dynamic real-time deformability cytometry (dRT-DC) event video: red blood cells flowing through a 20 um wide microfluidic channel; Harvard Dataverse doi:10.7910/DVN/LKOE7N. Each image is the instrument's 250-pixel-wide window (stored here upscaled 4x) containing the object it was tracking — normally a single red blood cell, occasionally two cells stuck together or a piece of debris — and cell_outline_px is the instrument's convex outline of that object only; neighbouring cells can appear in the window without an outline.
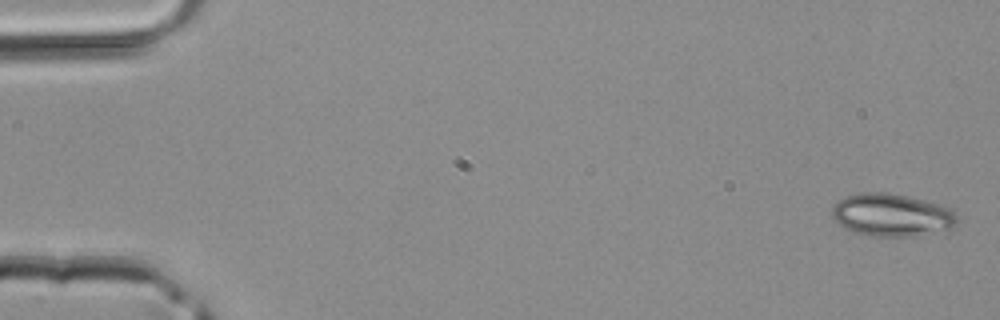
{"species": "common noctule bat (a hibernating species)", "species_latin": "Nyctalus noctula", "temperature_condition": "room temperature", "stored_images_in_passage": 5, "camera_frame_rate_fps": 3000, "um_per_image_px": 0.085, "animal": {"sex": "male", "body_mass_g": 20.4}, "frame": {"image": 1, "passage_image": 1, "time_ms": 0.0, "image_size_px": [1000, 320], "cell_outline_px": [[956, 224], [952, 228], [916, 236], [868, 236], [852, 232], [840, 224], [832, 216], [832, 208], [844, 196], [860, 192], [888, 192], [908, 196], [940, 204], [956, 212]], "centroid_in_image_um": [75.79, 18.27], "position_along_channel_um": 9.2, "area_um2": 31.15}}